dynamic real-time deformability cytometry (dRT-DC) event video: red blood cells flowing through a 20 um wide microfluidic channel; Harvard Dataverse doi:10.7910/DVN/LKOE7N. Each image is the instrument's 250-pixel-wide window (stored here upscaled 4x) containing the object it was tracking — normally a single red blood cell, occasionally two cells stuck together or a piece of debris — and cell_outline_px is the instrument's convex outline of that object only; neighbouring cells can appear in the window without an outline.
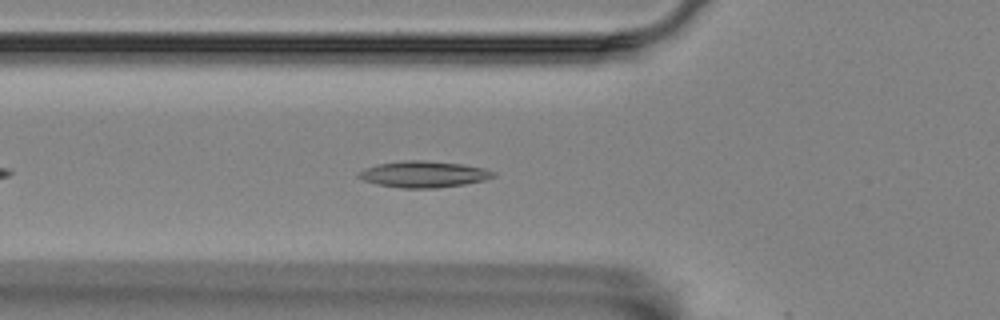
{"species": "Egyptian fruit bat (a non-hibernating species)", "species_latin": "Rousettus aegyptiacus", "temperature_condition": "room temperature", "stored_images_in_passage": 4, "camera_frame_rate_fps": 3000, "um_per_image_px": 0.085, "animal": {"sex": "female"}, "frame": {"image": 1, "passage_image": 3, "time_ms": 0.667, "image_size_px": [1000, 320], "cell_outline_px": [[496, 176], [484, 180], [464, 184], [436, 188], [400, 188], [376, 184], [364, 180], [356, 176], [364, 168], [376, 164], [408, 160], [420, 160], [460, 164], [484, 168], [496, 172]], "centroid_in_image_um": [36.0, 14.81], "position_along_channel_um": 89.8, "area_um2": 20.58}}